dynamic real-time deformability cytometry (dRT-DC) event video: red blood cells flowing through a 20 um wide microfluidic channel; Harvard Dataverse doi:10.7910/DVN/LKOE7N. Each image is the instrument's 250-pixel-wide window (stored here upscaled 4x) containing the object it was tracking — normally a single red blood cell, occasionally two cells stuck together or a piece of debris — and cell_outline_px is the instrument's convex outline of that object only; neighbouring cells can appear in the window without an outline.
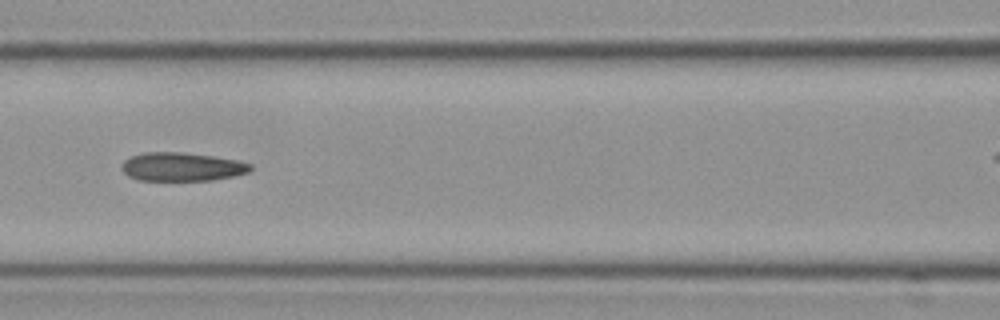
{"species": "Egyptian fruit bat (a non-hibernating species)", "species_latin": "Rousettus aegyptiacus", "temperature_condition": "cold", "stored_images_in_passage": 9, "camera_frame_rate_fps": 3000, "um_per_image_px": 0.085, "frame": {"image": 1, "passage_image": 8, "time_ms": 2.333, "image_size_px": [1000, 320], "cell_outline_px": [[252, 168], [248, 172], [232, 176], [212, 180], [136, 180], [128, 176], [120, 168], [120, 164], [124, 160], [132, 156], [144, 152], [180, 152], [212, 156], [236, 160], [252, 164]], "centroid_in_image_um": [15.41, 14.17], "position_along_channel_um": 151.2, "area_um2": 21.39}}